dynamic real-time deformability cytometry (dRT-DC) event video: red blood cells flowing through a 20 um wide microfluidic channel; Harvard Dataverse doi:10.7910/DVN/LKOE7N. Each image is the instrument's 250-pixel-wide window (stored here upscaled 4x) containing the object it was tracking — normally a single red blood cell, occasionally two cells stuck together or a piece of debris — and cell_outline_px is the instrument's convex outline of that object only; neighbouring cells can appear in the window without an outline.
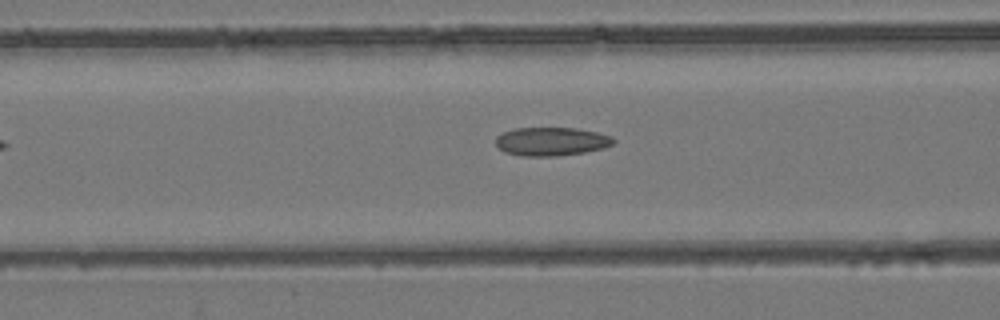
{"species": "common noctule bat (a hibernating species)", "species_latin": "Nyctalus noctula", "temperature_condition": "room temperature", "stored_images_in_passage": 20, "camera_frame_rate_fps": 3000, "um_per_image_px": 0.085, "animal": {"sex": "female", "body_mass_g": 24.6, "forearm_length_mm": 56.2}, "frame": {"image": 1, "passage_image": 6, "time_ms": 1.667, "image_size_px": [1000, 320], "cell_outline_px": [[616, 140], [612, 144], [604, 148], [584, 152], [556, 156], [520, 156], [504, 152], [496, 144], [496, 136], [512, 128], [576, 128], [596, 132], [612, 136]], "centroid_in_image_um": [46.86, 12.02], "position_along_channel_um": 119.7, "area_um2": 19.59}}
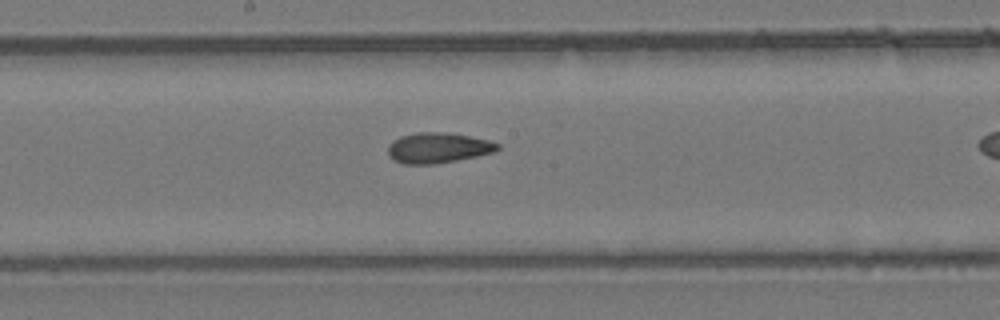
{"frame": {"image": 2, "passage_image": 13, "time_ms": 4.0, "image_size_px": [1000, 320], "cell_outline_px": [[500, 148], [496, 152], [456, 160], [432, 164], [404, 164], [392, 160], [388, 156], [388, 144], [400, 136], [416, 132], [444, 132], [492, 140], [500, 144]], "centroid_in_image_um": [37.23, 12.56], "position_along_channel_um": 211.0, "area_um2": 19.59}}
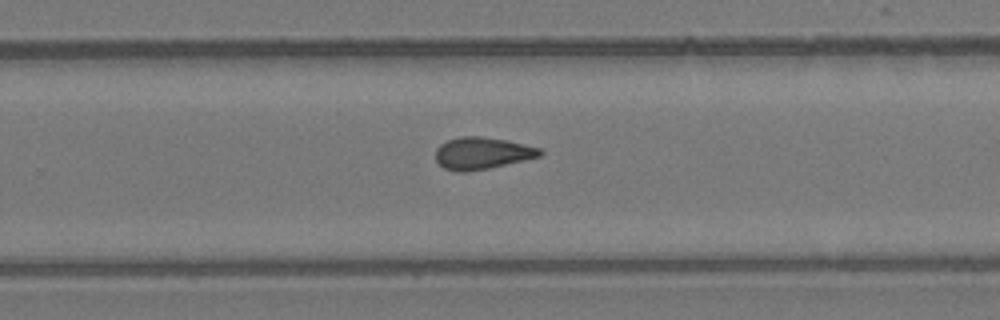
{"frame": {"image": 3, "passage_image": 19, "time_ms": 6.0, "image_size_px": [1000, 320], "cell_outline_px": [[544, 152], [540, 156], [524, 160], [488, 168], [464, 172], [460, 172], [444, 168], [436, 160], [436, 148], [440, 144], [448, 140], [460, 136], [480, 136], [508, 140], [540, 148]], "centroid_in_image_um": [40.98, 13.01], "position_along_channel_um": 288.8, "area_um2": 19.36}}